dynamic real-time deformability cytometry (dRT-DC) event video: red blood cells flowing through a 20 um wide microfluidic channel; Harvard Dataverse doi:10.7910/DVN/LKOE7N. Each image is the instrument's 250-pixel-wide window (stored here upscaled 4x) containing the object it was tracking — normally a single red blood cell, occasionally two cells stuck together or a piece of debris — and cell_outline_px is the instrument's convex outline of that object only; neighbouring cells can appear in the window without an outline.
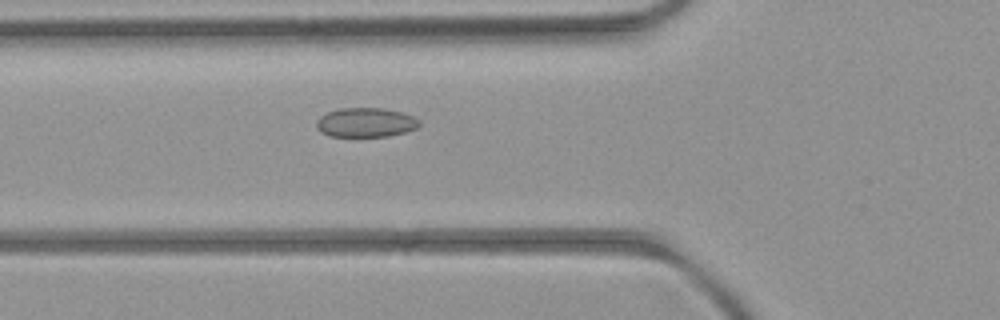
{"species": "common noctule bat (a hibernating species)", "species_latin": "Nyctalus noctula", "temperature_condition": "room temperature", "stored_images_in_passage": 42, "camera_frame_rate_fps": 3000, "um_per_image_px": 0.085, "animal": {"sex": "female", "body_mass_g": 21.9}, "frame": {"image": 1, "passage_image": 8, "time_ms": 2.333, "image_size_px": [1000, 320], "cell_outline_px": [[420, 124], [416, 128], [404, 132], [388, 136], [328, 136], [320, 132], [316, 128], [316, 120], [320, 116], [328, 112], [340, 108], [384, 108], [400, 112], [412, 116], [420, 120]], "centroid_in_image_um": [31.05, 10.41], "position_along_channel_um": 94.8, "area_um2": 17.57}}
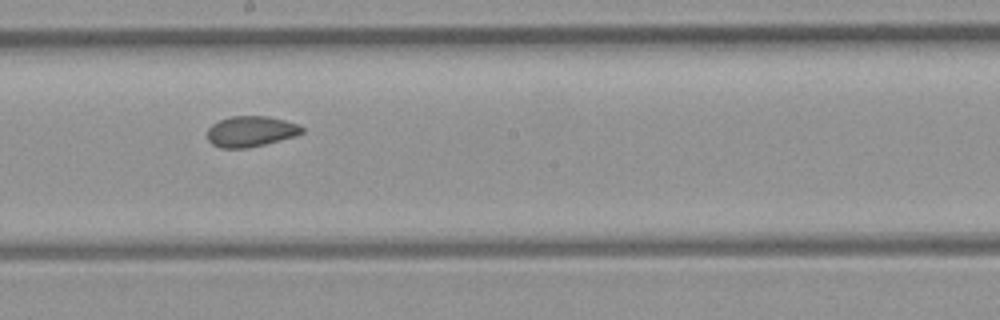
{"frame": {"image": 2, "passage_image": 18, "time_ms": 5.667, "image_size_px": [1000, 320], "cell_outline_px": [[304, 132], [296, 136], [248, 148], [220, 148], [212, 144], [208, 140], [208, 128], [212, 124], [220, 120], [232, 116], [268, 116], [300, 124], [304, 128]], "centroid_in_image_um": [21.34, 11.17], "position_along_channel_um": 226.9, "area_um2": 16.99}}
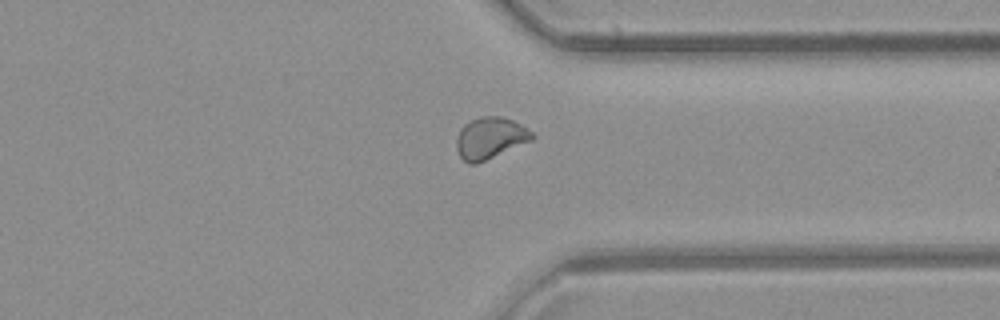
{"frame": {"image": 3, "passage_image": 29, "time_ms": 9.333, "image_size_px": [1000, 320], "cell_outline_px": [[536, 136], [532, 140], [476, 164], [468, 164], [460, 156], [456, 148], [456, 140], [460, 128], [464, 124], [480, 116], [500, 116], [512, 120], [520, 124], [532, 132]], "centroid_in_image_um": [41.64, 11.73], "position_along_channel_um": 369.8, "area_um2": 18.21}, "authors_computed_cell_mechanics": {"area_um2": 17.629, "velocity_mm_per_s": 3.9359, "shape_relaxation_time_tau1_ms": null, "shape_relaxation_time_tau2_ms": 1.6348, "deformation_change_tau1": null, "deformation_change_tau2": 0.0554}}